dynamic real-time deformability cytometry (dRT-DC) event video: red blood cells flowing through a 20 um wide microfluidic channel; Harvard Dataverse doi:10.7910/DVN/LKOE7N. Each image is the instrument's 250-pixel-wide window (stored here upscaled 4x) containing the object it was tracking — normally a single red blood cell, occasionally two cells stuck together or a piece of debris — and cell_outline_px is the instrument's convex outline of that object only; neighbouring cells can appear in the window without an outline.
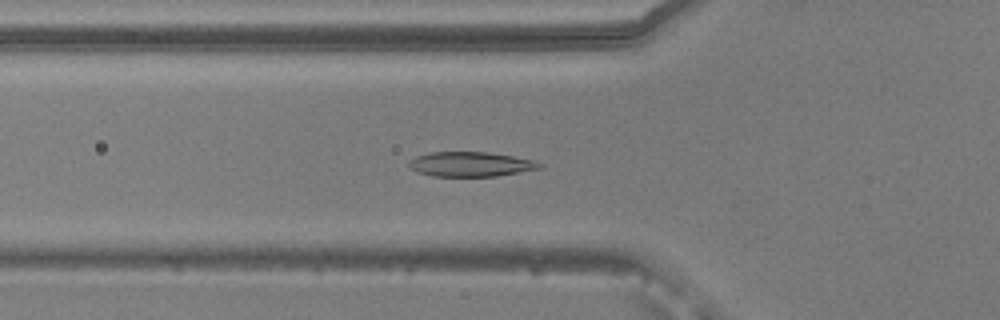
{"species": "common noctule bat (a hibernating species)", "species_latin": "Nyctalus noctula", "temperature_condition": "warm", "stored_images_in_passage": 52, "camera_frame_rate_fps": 3000, "um_per_image_px": 0.085, "animal": {"sex": "male", "body_mass_g": 20.5, "forearm_length_mm": 52.5}, "frame": {"image": 1, "passage_image": 18, "time_ms": 5.667, "image_size_px": [1000, 320], "cell_outline_px": [[544, 164], [540, 168], [496, 176], [432, 176], [416, 172], [408, 168], [408, 160], [416, 156], [432, 152], [488, 152], [512, 156], [532, 160]], "centroid_in_image_um": [39.93, 13.96], "position_along_channel_um": 85.9, "area_um2": 18.79}}
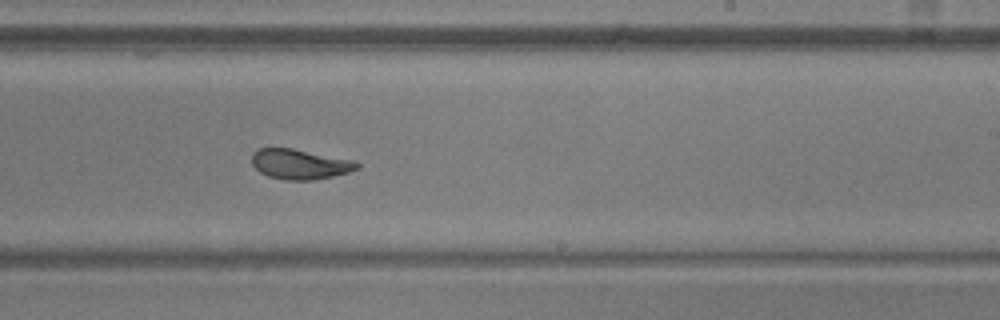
{"frame": {"image": 2, "passage_image": 32, "time_ms": 10.333, "image_size_px": [1000, 320], "cell_outline_px": [[360, 168], [348, 172], [332, 176], [312, 180], [284, 180], [268, 176], [260, 172], [252, 164], [252, 152], [260, 148], [292, 148], [352, 160], [360, 164]], "centroid_in_image_um": [25.47, 13.95], "position_along_channel_um": 263.5, "area_um2": 18.32}}
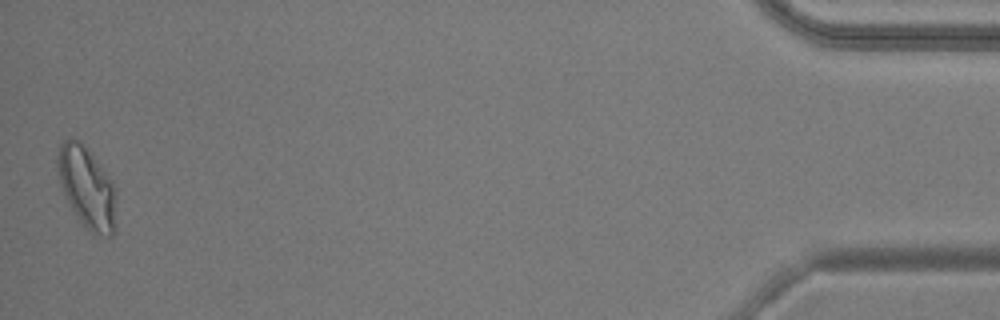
{"frame": {"image": 3, "passage_image": 52, "time_ms": 17.0, "image_size_px": [1000, 320], "cell_outline_px": [[116, 228], [112, 236], [92, 236], [80, 224], [68, 204], [60, 180], [56, 164], [56, 156], [60, 144], [64, 140], [80, 140], [112, 180], [116, 192]], "centroid_in_image_um": [7.41, 16.03], "position_along_channel_um": 427.8, "area_um2": 28.38}, "authors_computed_cell_mechanics": {"area_um2": 19.6231, "velocity_mm_per_s": 3.7917, "shape_relaxation_time_tau1_ms": 3.4817, "shape_relaxation_time_tau2_ms": 1.591, "deformation_change_tau1": 0.1562, "deformation_change_tau2": 0.0672}}